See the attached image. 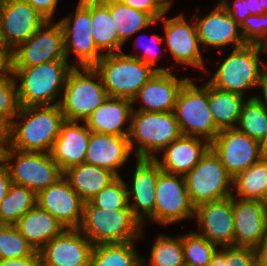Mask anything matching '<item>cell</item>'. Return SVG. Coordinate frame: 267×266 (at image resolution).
I'll list each match as a JSON object with an SVG mask.
<instances>
[{
	"mask_svg": "<svg viewBox=\"0 0 267 266\" xmlns=\"http://www.w3.org/2000/svg\"><path fill=\"white\" fill-rule=\"evenodd\" d=\"M64 121L59 105L20 107L8 128V146L23 152L50 153Z\"/></svg>",
	"mask_w": 267,
	"mask_h": 266,
	"instance_id": "1",
	"label": "cell"
},
{
	"mask_svg": "<svg viewBox=\"0 0 267 266\" xmlns=\"http://www.w3.org/2000/svg\"><path fill=\"white\" fill-rule=\"evenodd\" d=\"M73 67L76 64L69 65L67 60L31 67H12L14 78L20 80V84H17L20 106L59 105L67 75Z\"/></svg>",
	"mask_w": 267,
	"mask_h": 266,
	"instance_id": "2",
	"label": "cell"
},
{
	"mask_svg": "<svg viewBox=\"0 0 267 266\" xmlns=\"http://www.w3.org/2000/svg\"><path fill=\"white\" fill-rule=\"evenodd\" d=\"M142 228L131 209L107 211L87 201L84 202L83 219L78 229L95 246L136 241L143 235Z\"/></svg>",
	"mask_w": 267,
	"mask_h": 266,
	"instance_id": "3",
	"label": "cell"
},
{
	"mask_svg": "<svg viewBox=\"0 0 267 266\" xmlns=\"http://www.w3.org/2000/svg\"><path fill=\"white\" fill-rule=\"evenodd\" d=\"M181 135L174 111L132 112L128 139L131 151L136 148L137 158L155 159L158 151H163Z\"/></svg>",
	"mask_w": 267,
	"mask_h": 266,
	"instance_id": "4",
	"label": "cell"
},
{
	"mask_svg": "<svg viewBox=\"0 0 267 266\" xmlns=\"http://www.w3.org/2000/svg\"><path fill=\"white\" fill-rule=\"evenodd\" d=\"M93 67L99 73L108 97L129 100L157 72L150 65L122 52L104 54Z\"/></svg>",
	"mask_w": 267,
	"mask_h": 266,
	"instance_id": "5",
	"label": "cell"
},
{
	"mask_svg": "<svg viewBox=\"0 0 267 266\" xmlns=\"http://www.w3.org/2000/svg\"><path fill=\"white\" fill-rule=\"evenodd\" d=\"M82 70V71H81ZM73 67L66 78L59 107L67 121L83 122L108 98L94 67ZM99 79V82H95Z\"/></svg>",
	"mask_w": 267,
	"mask_h": 266,
	"instance_id": "6",
	"label": "cell"
},
{
	"mask_svg": "<svg viewBox=\"0 0 267 266\" xmlns=\"http://www.w3.org/2000/svg\"><path fill=\"white\" fill-rule=\"evenodd\" d=\"M174 114L182 135L211 143L220 131L209 108L208 81L200 87L189 78L177 95Z\"/></svg>",
	"mask_w": 267,
	"mask_h": 266,
	"instance_id": "7",
	"label": "cell"
},
{
	"mask_svg": "<svg viewBox=\"0 0 267 266\" xmlns=\"http://www.w3.org/2000/svg\"><path fill=\"white\" fill-rule=\"evenodd\" d=\"M262 48L258 44H246L233 49L208 80L215 88L245 95L247 89L258 86L262 70L266 64L259 58Z\"/></svg>",
	"mask_w": 267,
	"mask_h": 266,
	"instance_id": "8",
	"label": "cell"
},
{
	"mask_svg": "<svg viewBox=\"0 0 267 266\" xmlns=\"http://www.w3.org/2000/svg\"><path fill=\"white\" fill-rule=\"evenodd\" d=\"M15 158L16 162L12 164ZM3 162L12 183L27 187L36 194L64 176L50 153L23 152L7 146L3 150Z\"/></svg>",
	"mask_w": 267,
	"mask_h": 266,
	"instance_id": "9",
	"label": "cell"
},
{
	"mask_svg": "<svg viewBox=\"0 0 267 266\" xmlns=\"http://www.w3.org/2000/svg\"><path fill=\"white\" fill-rule=\"evenodd\" d=\"M184 177L190 201L195 208L232 196L233 178L211 148Z\"/></svg>",
	"mask_w": 267,
	"mask_h": 266,
	"instance_id": "10",
	"label": "cell"
},
{
	"mask_svg": "<svg viewBox=\"0 0 267 266\" xmlns=\"http://www.w3.org/2000/svg\"><path fill=\"white\" fill-rule=\"evenodd\" d=\"M154 212L146 219L167 226L195 217L183 175L161 172L155 188Z\"/></svg>",
	"mask_w": 267,
	"mask_h": 266,
	"instance_id": "11",
	"label": "cell"
},
{
	"mask_svg": "<svg viewBox=\"0 0 267 266\" xmlns=\"http://www.w3.org/2000/svg\"><path fill=\"white\" fill-rule=\"evenodd\" d=\"M58 22L64 33L67 61L72 51L77 57L76 64H79L76 67H93L104 56L91 34V0H79L75 15H67Z\"/></svg>",
	"mask_w": 267,
	"mask_h": 266,
	"instance_id": "12",
	"label": "cell"
},
{
	"mask_svg": "<svg viewBox=\"0 0 267 266\" xmlns=\"http://www.w3.org/2000/svg\"><path fill=\"white\" fill-rule=\"evenodd\" d=\"M67 60L64 33L59 22L47 20L28 40L12 51V67H31Z\"/></svg>",
	"mask_w": 267,
	"mask_h": 266,
	"instance_id": "13",
	"label": "cell"
},
{
	"mask_svg": "<svg viewBox=\"0 0 267 266\" xmlns=\"http://www.w3.org/2000/svg\"><path fill=\"white\" fill-rule=\"evenodd\" d=\"M210 148L232 178L263 158L261 143L236 128L220 130Z\"/></svg>",
	"mask_w": 267,
	"mask_h": 266,
	"instance_id": "14",
	"label": "cell"
},
{
	"mask_svg": "<svg viewBox=\"0 0 267 266\" xmlns=\"http://www.w3.org/2000/svg\"><path fill=\"white\" fill-rule=\"evenodd\" d=\"M46 21L25 0H0L3 42L11 52L28 40Z\"/></svg>",
	"mask_w": 267,
	"mask_h": 266,
	"instance_id": "15",
	"label": "cell"
},
{
	"mask_svg": "<svg viewBox=\"0 0 267 266\" xmlns=\"http://www.w3.org/2000/svg\"><path fill=\"white\" fill-rule=\"evenodd\" d=\"M163 14L159 20H163L165 39L172 58L179 64H185L206 71L200 41L194 19L190 23L182 14L165 19Z\"/></svg>",
	"mask_w": 267,
	"mask_h": 266,
	"instance_id": "16",
	"label": "cell"
},
{
	"mask_svg": "<svg viewBox=\"0 0 267 266\" xmlns=\"http://www.w3.org/2000/svg\"><path fill=\"white\" fill-rule=\"evenodd\" d=\"M93 247L78 228L65 229L39 250L42 266H90Z\"/></svg>",
	"mask_w": 267,
	"mask_h": 266,
	"instance_id": "17",
	"label": "cell"
},
{
	"mask_svg": "<svg viewBox=\"0 0 267 266\" xmlns=\"http://www.w3.org/2000/svg\"><path fill=\"white\" fill-rule=\"evenodd\" d=\"M194 218L198 234L220 248L234 247L232 196L198 205Z\"/></svg>",
	"mask_w": 267,
	"mask_h": 266,
	"instance_id": "18",
	"label": "cell"
},
{
	"mask_svg": "<svg viewBox=\"0 0 267 266\" xmlns=\"http://www.w3.org/2000/svg\"><path fill=\"white\" fill-rule=\"evenodd\" d=\"M37 206L53 215L66 229L79 228L83 219L84 201L63 176L56 183L37 193Z\"/></svg>",
	"mask_w": 267,
	"mask_h": 266,
	"instance_id": "19",
	"label": "cell"
},
{
	"mask_svg": "<svg viewBox=\"0 0 267 266\" xmlns=\"http://www.w3.org/2000/svg\"><path fill=\"white\" fill-rule=\"evenodd\" d=\"M192 18L196 24L200 44L206 47L211 46L219 50L231 44V47L236 49L247 44L239 29L240 25L220 3H217L207 15L201 17L196 13Z\"/></svg>",
	"mask_w": 267,
	"mask_h": 266,
	"instance_id": "20",
	"label": "cell"
},
{
	"mask_svg": "<svg viewBox=\"0 0 267 266\" xmlns=\"http://www.w3.org/2000/svg\"><path fill=\"white\" fill-rule=\"evenodd\" d=\"M135 166L131 181L132 188L127 187L128 206L144 226V219H147L154 212L155 188L162 170L155 159L137 158ZM130 197H132L131 204L129 202Z\"/></svg>",
	"mask_w": 267,
	"mask_h": 266,
	"instance_id": "21",
	"label": "cell"
},
{
	"mask_svg": "<svg viewBox=\"0 0 267 266\" xmlns=\"http://www.w3.org/2000/svg\"><path fill=\"white\" fill-rule=\"evenodd\" d=\"M190 77L178 79L171 71L156 72L152 78L146 82L132 99V103L137 100L142 102L141 106L133 111L147 112H171L174 111L177 95L184 83Z\"/></svg>",
	"mask_w": 267,
	"mask_h": 266,
	"instance_id": "22",
	"label": "cell"
},
{
	"mask_svg": "<svg viewBox=\"0 0 267 266\" xmlns=\"http://www.w3.org/2000/svg\"><path fill=\"white\" fill-rule=\"evenodd\" d=\"M232 207L234 247L254 249L265 239V204L232 197Z\"/></svg>",
	"mask_w": 267,
	"mask_h": 266,
	"instance_id": "23",
	"label": "cell"
},
{
	"mask_svg": "<svg viewBox=\"0 0 267 266\" xmlns=\"http://www.w3.org/2000/svg\"><path fill=\"white\" fill-rule=\"evenodd\" d=\"M79 122L65 120L50 151L52 159L63 173L85 162L91 131L86 123L83 126Z\"/></svg>",
	"mask_w": 267,
	"mask_h": 266,
	"instance_id": "24",
	"label": "cell"
},
{
	"mask_svg": "<svg viewBox=\"0 0 267 266\" xmlns=\"http://www.w3.org/2000/svg\"><path fill=\"white\" fill-rule=\"evenodd\" d=\"M131 152L128 136L91 132L85 163L110 170L118 177Z\"/></svg>",
	"mask_w": 267,
	"mask_h": 266,
	"instance_id": "25",
	"label": "cell"
},
{
	"mask_svg": "<svg viewBox=\"0 0 267 266\" xmlns=\"http://www.w3.org/2000/svg\"><path fill=\"white\" fill-rule=\"evenodd\" d=\"M210 149V143L202 138L181 135L164 150L162 160L155 161L163 172L185 176Z\"/></svg>",
	"mask_w": 267,
	"mask_h": 266,
	"instance_id": "26",
	"label": "cell"
},
{
	"mask_svg": "<svg viewBox=\"0 0 267 266\" xmlns=\"http://www.w3.org/2000/svg\"><path fill=\"white\" fill-rule=\"evenodd\" d=\"M132 112V100L108 97L84 123L91 132L128 136ZM125 123H128L126 130L123 128Z\"/></svg>",
	"mask_w": 267,
	"mask_h": 266,
	"instance_id": "27",
	"label": "cell"
},
{
	"mask_svg": "<svg viewBox=\"0 0 267 266\" xmlns=\"http://www.w3.org/2000/svg\"><path fill=\"white\" fill-rule=\"evenodd\" d=\"M14 225L37 251L66 229L53 215L37 205Z\"/></svg>",
	"mask_w": 267,
	"mask_h": 266,
	"instance_id": "28",
	"label": "cell"
},
{
	"mask_svg": "<svg viewBox=\"0 0 267 266\" xmlns=\"http://www.w3.org/2000/svg\"><path fill=\"white\" fill-rule=\"evenodd\" d=\"M64 177L84 202L117 178L112 171L85 162L66 170Z\"/></svg>",
	"mask_w": 267,
	"mask_h": 266,
	"instance_id": "29",
	"label": "cell"
},
{
	"mask_svg": "<svg viewBox=\"0 0 267 266\" xmlns=\"http://www.w3.org/2000/svg\"><path fill=\"white\" fill-rule=\"evenodd\" d=\"M91 34L98 50L104 54L122 52L123 43L119 40L110 10L100 1L91 0Z\"/></svg>",
	"mask_w": 267,
	"mask_h": 266,
	"instance_id": "30",
	"label": "cell"
},
{
	"mask_svg": "<svg viewBox=\"0 0 267 266\" xmlns=\"http://www.w3.org/2000/svg\"><path fill=\"white\" fill-rule=\"evenodd\" d=\"M243 98V95L219 90L208 82L209 108L220 130L236 128L244 103Z\"/></svg>",
	"mask_w": 267,
	"mask_h": 266,
	"instance_id": "31",
	"label": "cell"
},
{
	"mask_svg": "<svg viewBox=\"0 0 267 266\" xmlns=\"http://www.w3.org/2000/svg\"><path fill=\"white\" fill-rule=\"evenodd\" d=\"M109 10L114 20L119 40L124 44L131 36L159 20L148 13L134 9L118 0H100Z\"/></svg>",
	"mask_w": 267,
	"mask_h": 266,
	"instance_id": "32",
	"label": "cell"
},
{
	"mask_svg": "<svg viewBox=\"0 0 267 266\" xmlns=\"http://www.w3.org/2000/svg\"><path fill=\"white\" fill-rule=\"evenodd\" d=\"M267 185V159L262 158L232 180V197L262 202ZM237 191V192H236ZM237 193L236 196L234 193Z\"/></svg>",
	"mask_w": 267,
	"mask_h": 266,
	"instance_id": "33",
	"label": "cell"
},
{
	"mask_svg": "<svg viewBox=\"0 0 267 266\" xmlns=\"http://www.w3.org/2000/svg\"><path fill=\"white\" fill-rule=\"evenodd\" d=\"M134 243L135 241L95 245L90 266H142L141 255L135 250Z\"/></svg>",
	"mask_w": 267,
	"mask_h": 266,
	"instance_id": "34",
	"label": "cell"
},
{
	"mask_svg": "<svg viewBox=\"0 0 267 266\" xmlns=\"http://www.w3.org/2000/svg\"><path fill=\"white\" fill-rule=\"evenodd\" d=\"M37 194L31 189L12 183L0 205V224L14 225L37 204Z\"/></svg>",
	"mask_w": 267,
	"mask_h": 266,
	"instance_id": "35",
	"label": "cell"
},
{
	"mask_svg": "<svg viewBox=\"0 0 267 266\" xmlns=\"http://www.w3.org/2000/svg\"><path fill=\"white\" fill-rule=\"evenodd\" d=\"M236 129L261 142L267 136V108L253 96L245 100Z\"/></svg>",
	"mask_w": 267,
	"mask_h": 266,
	"instance_id": "36",
	"label": "cell"
},
{
	"mask_svg": "<svg viewBox=\"0 0 267 266\" xmlns=\"http://www.w3.org/2000/svg\"><path fill=\"white\" fill-rule=\"evenodd\" d=\"M142 266H185L181 237L159 234L152 245L149 264L142 257Z\"/></svg>",
	"mask_w": 267,
	"mask_h": 266,
	"instance_id": "37",
	"label": "cell"
},
{
	"mask_svg": "<svg viewBox=\"0 0 267 266\" xmlns=\"http://www.w3.org/2000/svg\"><path fill=\"white\" fill-rule=\"evenodd\" d=\"M181 242L185 266H207L219 250L214 243L193 231L182 235Z\"/></svg>",
	"mask_w": 267,
	"mask_h": 266,
	"instance_id": "38",
	"label": "cell"
},
{
	"mask_svg": "<svg viewBox=\"0 0 267 266\" xmlns=\"http://www.w3.org/2000/svg\"><path fill=\"white\" fill-rule=\"evenodd\" d=\"M35 251L15 225L0 224L1 260L28 257Z\"/></svg>",
	"mask_w": 267,
	"mask_h": 266,
	"instance_id": "39",
	"label": "cell"
},
{
	"mask_svg": "<svg viewBox=\"0 0 267 266\" xmlns=\"http://www.w3.org/2000/svg\"><path fill=\"white\" fill-rule=\"evenodd\" d=\"M127 184L118 176L108 186L104 187L89 202L103 210L112 211L116 209H130L127 198Z\"/></svg>",
	"mask_w": 267,
	"mask_h": 266,
	"instance_id": "40",
	"label": "cell"
},
{
	"mask_svg": "<svg viewBox=\"0 0 267 266\" xmlns=\"http://www.w3.org/2000/svg\"><path fill=\"white\" fill-rule=\"evenodd\" d=\"M17 81L13 73L0 77V118L9 126L20 110Z\"/></svg>",
	"mask_w": 267,
	"mask_h": 266,
	"instance_id": "41",
	"label": "cell"
},
{
	"mask_svg": "<svg viewBox=\"0 0 267 266\" xmlns=\"http://www.w3.org/2000/svg\"><path fill=\"white\" fill-rule=\"evenodd\" d=\"M207 266H257L253 248L223 247Z\"/></svg>",
	"mask_w": 267,
	"mask_h": 266,
	"instance_id": "42",
	"label": "cell"
},
{
	"mask_svg": "<svg viewBox=\"0 0 267 266\" xmlns=\"http://www.w3.org/2000/svg\"><path fill=\"white\" fill-rule=\"evenodd\" d=\"M240 30L247 44L260 45L267 38V13L248 16Z\"/></svg>",
	"mask_w": 267,
	"mask_h": 266,
	"instance_id": "43",
	"label": "cell"
},
{
	"mask_svg": "<svg viewBox=\"0 0 267 266\" xmlns=\"http://www.w3.org/2000/svg\"><path fill=\"white\" fill-rule=\"evenodd\" d=\"M134 9L148 13L154 20H159L172 7V0H118Z\"/></svg>",
	"mask_w": 267,
	"mask_h": 266,
	"instance_id": "44",
	"label": "cell"
},
{
	"mask_svg": "<svg viewBox=\"0 0 267 266\" xmlns=\"http://www.w3.org/2000/svg\"><path fill=\"white\" fill-rule=\"evenodd\" d=\"M151 38H152L151 40L155 41V44H157V45H160L162 42H164L163 41L164 37H160L159 35H154V36L152 35ZM152 42L150 44H147V45L145 44V46H143L144 52L141 55H139V54L138 55H136V54H134V55L125 54V55L137 58L138 60H141L143 63H145L147 65H150L157 72L172 71L174 69L173 67H171V68H163V67L155 66L157 61L160 60V58L162 56H160L161 54L158 55V53L155 50V44H154V46L151 45Z\"/></svg>",
	"mask_w": 267,
	"mask_h": 266,
	"instance_id": "45",
	"label": "cell"
},
{
	"mask_svg": "<svg viewBox=\"0 0 267 266\" xmlns=\"http://www.w3.org/2000/svg\"><path fill=\"white\" fill-rule=\"evenodd\" d=\"M219 3L224 7L227 13L239 24L251 15L247 6V0H234L233 8L229 5L227 0H221Z\"/></svg>",
	"mask_w": 267,
	"mask_h": 266,
	"instance_id": "46",
	"label": "cell"
},
{
	"mask_svg": "<svg viewBox=\"0 0 267 266\" xmlns=\"http://www.w3.org/2000/svg\"><path fill=\"white\" fill-rule=\"evenodd\" d=\"M47 20L52 21L59 0H25Z\"/></svg>",
	"mask_w": 267,
	"mask_h": 266,
	"instance_id": "47",
	"label": "cell"
},
{
	"mask_svg": "<svg viewBox=\"0 0 267 266\" xmlns=\"http://www.w3.org/2000/svg\"><path fill=\"white\" fill-rule=\"evenodd\" d=\"M0 266H42V260L39 251L36 250L28 257L1 260Z\"/></svg>",
	"mask_w": 267,
	"mask_h": 266,
	"instance_id": "48",
	"label": "cell"
},
{
	"mask_svg": "<svg viewBox=\"0 0 267 266\" xmlns=\"http://www.w3.org/2000/svg\"><path fill=\"white\" fill-rule=\"evenodd\" d=\"M12 73V52L6 46H0V77Z\"/></svg>",
	"mask_w": 267,
	"mask_h": 266,
	"instance_id": "49",
	"label": "cell"
},
{
	"mask_svg": "<svg viewBox=\"0 0 267 266\" xmlns=\"http://www.w3.org/2000/svg\"><path fill=\"white\" fill-rule=\"evenodd\" d=\"M12 184L10 173L4 162L0 163V205Z\"/></svg>",
	"mask_w": 267,
	"mask_h": 266,
	"instance_id": "50",
	"label": "cell"
},
{
	"mask_svg": "<svg viewBox=\"0 0 267 266\" xmlns=\"http://www.w3.org/2000/svg\"><path fill=\"white\" fill-rule=\"evenodd\" d=\"M257 266H267V237L255 248Z\"/></svg>",
	"mask_w": 267,
	"mask_h": 266,
	"instance_id": "51",
	"label": "cell"
},
{
	"mask_svg": "<svg viewBox=\"0 0 267 266\" xmlns=\"http://www.w3.org/2000/svg\"><path fill=\"white\" fill-rule=\"evenodd\" d=\"M257 87L262 88L261 91H263V96H262L263 99H261L259 96H253V97H255L264 107L267 108V65L263 69Z\"/></svg>",
	"mask_w": 267,
	"mask_h": 266,
	"instance_id": "52",
	"label": "cell"
},
{
	"mask_svg": "<svg viewBox=\"0 0 267 266\" xmlns=\"http://www.w3.org/2000/svg\"><path fill=\"white\" fill-rule=\"evenodd\" d=\"M9 126L0 118V147L4 150L8 146Z\"/></svg>",
	"mask_w": 267,
	"mask_h": 266,
	"instance_id": "53",
	"label": "cell"
},
{
	"mask_svg": "<svg viewBox=\"0 0 267 266\" xmlns=\"http://www.w3.org/2000/svg\"><path fill=\"white\" fill-rule=\"evenodd\" d=\"M248 9L251 15L266 14L265 10L261 7L259 0H247Z\"/></svg>",
	"mask_w": 267,
	"mask_h": 266,
	"instance_id": "54",
	"label": "cell"
},
{
	"mask_svg": "<svg viewBox=\"0 0 267 266\" xmlns=\"http://www.w3.org/2000/svg\"><path fill=\"white\" fill-rule=\"evenodd\" d=\"M260 143H261L262 157L264 159H267V136Z\"/></svg>",
	"mask_w": 267,
	"mask_h": 266,
	"instance_id": "55",
	"label": "cell"
},
{
	"mask_svg": "<svg viewBox=\"0 0 267 266\" xmlns=\"http://www.w3.org/2000/svg\"><path fill=\"white\" fill-rule=\"evenodd\" d=\"M262 51L267 53V38L260 44Z\"/></svg>",
	"mask_w": 267,
	"mask_h": 266,
	"instance_id": "56",
	"label": "cell"
},
{
	"mask_svg": "<svg viewBox=\"0 0 267 266\" xmlns=\"http://www.w3.org/2000/svg\"><path fill=\"white\" fill-rule=\"evenodd\" d=\"M265 237H267V205H265Z\"/></svg>",
	"mask_w": 267,
	"mask_h": 266,
	"instance_id": "57",
	"label": "cell"
},
{
	"mask_svg": "<svg viewBox=\"0 0 267 266\" xmlns=\"http://www.w3.org/2000/svg\"><path fill=\"white\" fill-rule=\"evenodd\" d=\"M261 2V7L265 10L267 13V0H259Z\"/></svg>",
	"mask_w": 267,
	"mask_h": 266,
	"instance_id": "58",
	"label": "cell"
},
{
	"mask_svg": "<svg viewBox=\"0 0 267 266\" xmlns=\"http://www.w3.org/2000/svg\"><path fill=\"white\" fill-rule=\"evenodd\" d=\"M262 202L267 205V185H266V188H265V191H264V196L262 198Z\"/></svg>",
	"mask_w": 267,
	"mask_h": 266,
	"instance_id": "59",
	"label": "cell"
},
{
	"mask_svg": "<svg viewBox=\"0 0 267 266\" xmlns=\"http://www.w3.org/2000/svg\"><path fill=\"white\" fill-rule=\"evenodd\" d=\"M0 46H5L3 42L2 32H1V23H0Z\"/></svg>",
	"mask_w": 267,
	"mask_h": 266,
	"instance_id": "60",
	"label": "cell"
},
{
	"mask_svg": "<svg viewBox=\"0 0 267 266\" xmlns=\"http://www.w3.org/2000/svg\"><path fill=\"white\" fill-rule=\"evenodd\" d=\"M3 161V149L0 147V163Z\"/></svg>",
	"mask_w": 267,
	"mask_h": 266,
	"instance_id": "61",
	"label": "cell"
}]
</instances>
